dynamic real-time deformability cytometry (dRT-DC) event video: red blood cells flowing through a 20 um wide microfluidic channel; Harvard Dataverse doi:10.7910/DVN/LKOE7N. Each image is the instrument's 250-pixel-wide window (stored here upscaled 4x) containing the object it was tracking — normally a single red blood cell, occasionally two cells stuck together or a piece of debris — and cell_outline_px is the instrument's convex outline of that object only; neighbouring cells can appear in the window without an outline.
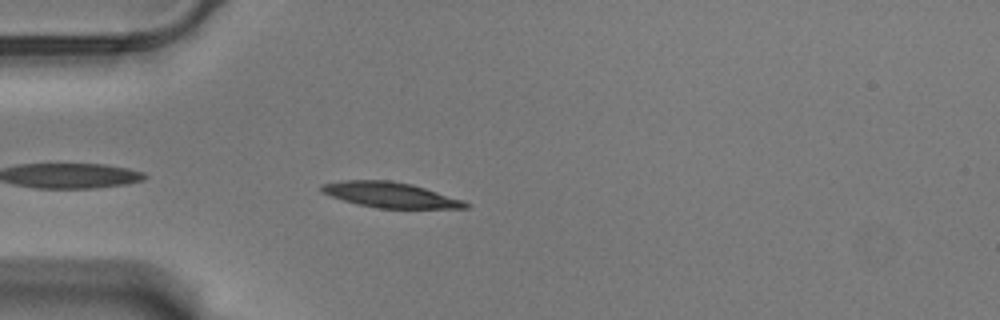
{"species": "Egyptian fruit bat (a non-hibernating species)", "species_latin": "Rousettus aegyptiacus", "temperature_condition": "warm", "stored_images_in_passage": 29, "camera_frame_rate_fps": 3000, "um_per_image_px": 0.085, "animal": {"sex": "male"}, "frame": {"image": 1, "passage_image": 3, "time_ms": 0.667, "image_size_px": [1000, 320], "cell_outline_px": [[472, 204], [468, 208], [376, 208], [356, 204], [320, 192], [320, 184], [344, 180], [388, 180], [412, 184], [464, 200]], "centroid_in_image_um": [33.18, 16.56], "position_along_channel_um": 51.8, "area_um2": 21.33}}
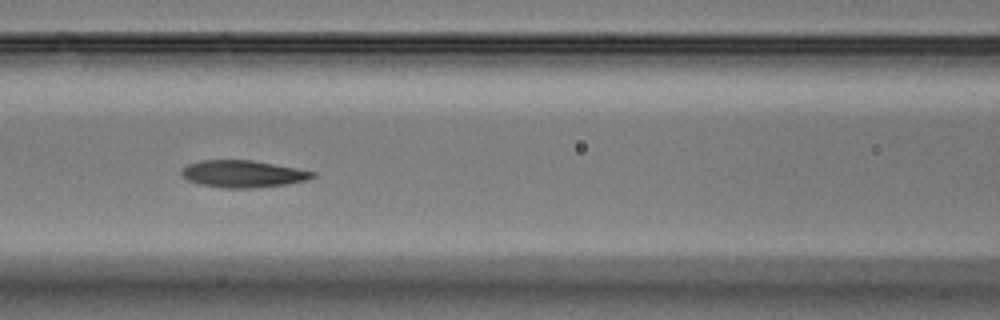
{"frame": {"image": 2, "passage_image": 12, "time_ms": 3.667, "image_size_px": [1000, 320], "cell_outline_px": [[316, 176], [308, 180], [288, 184], [252, 188], [220, 188], [200, 184], [188, 180], [180, 176], [180, 172], [188, 164], [200, 160], [252, 160], [296, 168], [316, 172]], "centroid_in_image_um": [20.65, 14.78], "position_along_channel_um": 146.0, "area_um2": 20.81}}
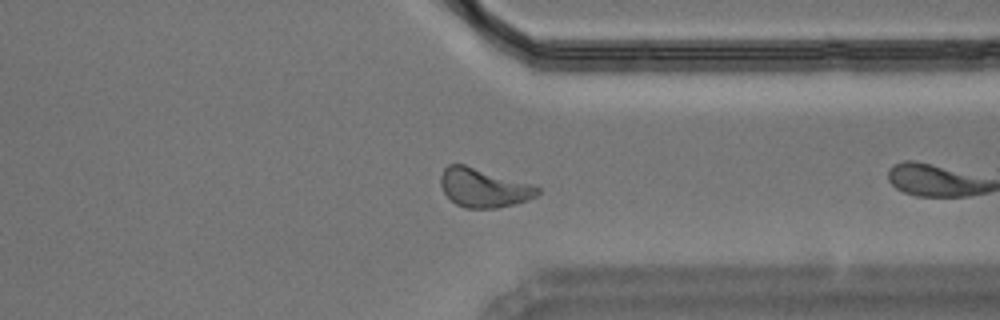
{"frame": {"image": 3, "passage_image": 28, "time_ms": 9.0, "image_size_px": [1000, 320], "cell_outline_px": [[540, 192], [536, 196], [528, 200], [516, 204], [496, 208], [464, 208], [456, 204], [444, 192], [440, 184], [440, 176], [444, 168], [448, 164], [464, 164], [532, 184], [540, 188]], "centroid_in_image_um": [41.11, 15.96], "position_along_channel_um": 370.3, "area_um2": 21.96}}